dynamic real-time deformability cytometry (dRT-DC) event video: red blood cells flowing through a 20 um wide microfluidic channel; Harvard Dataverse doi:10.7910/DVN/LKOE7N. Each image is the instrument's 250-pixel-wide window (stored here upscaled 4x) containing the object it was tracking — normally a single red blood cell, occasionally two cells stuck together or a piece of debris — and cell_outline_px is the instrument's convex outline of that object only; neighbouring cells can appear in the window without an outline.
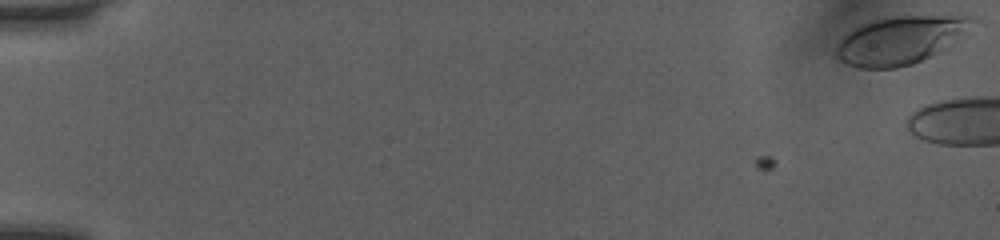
{"species": "human", "species_latin": "Homo sapiens", "temperature_condition": "room temperature", "stored_images_in_passage": 14, "camera_frame_rate_fps": 3000, "um_per_image_px": 0.085, "donor": {"sex": "female"}, "frame": {"image": 1, "passage_image": 1, "time_ms": 0.0, "image_size_px": [1000, 240], "cell_outline_px": [[968, 16], [956, 32], [936, 52], [912, 64], [896, 68], [860, 68], [848, 64], [840, 60], [836, 56], [836, 44], [848, 32], [860, 24], [884, 16]], "centroid_in_image_um": [76.18, 3.44], "position_along_channel_um": 8.8, "area_um2": 35.6}}